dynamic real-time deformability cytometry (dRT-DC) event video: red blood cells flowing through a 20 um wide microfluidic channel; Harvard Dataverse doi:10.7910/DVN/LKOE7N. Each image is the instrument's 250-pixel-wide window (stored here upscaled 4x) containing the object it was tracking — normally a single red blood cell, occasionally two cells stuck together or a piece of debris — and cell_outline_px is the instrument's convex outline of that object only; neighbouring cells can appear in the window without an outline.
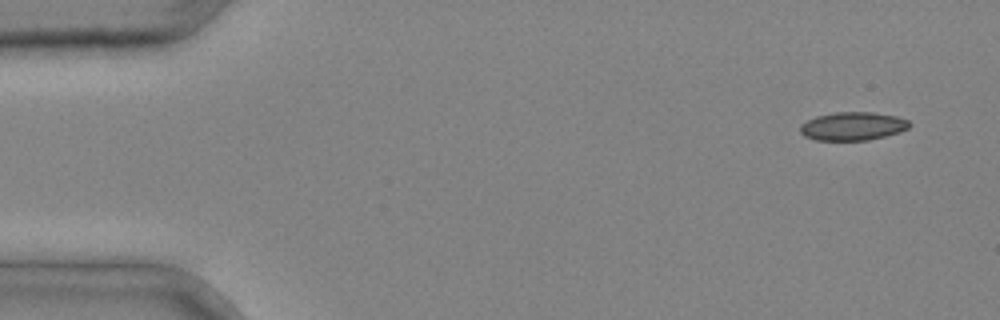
{"species": "common noctule bat (a hibernating species)", "species_latin": "Nyctalus noctula", "temperature_condition": "cold", "stored_images_in_passage": 1, "camera_frame_rate_fps": 3000, "um_per_image_px": 0.085, "animal": {"sex": "male", "body_mass_g": 20.4}, "frame": {"image": 1, "passage_image": 1, "time_ms": 0.0, "image_size_px": [1000, 320], "cell_outline_px": [[912, 124], [908, 128], [900, 132], [868, 140], [816, 140], [804, 136], [800, 132], [800, 124], [816, 116], [836, 112], [872, 112], [896, 116], [908, 120]], "centroid_in_image_um": [72.48, 10.72], "position_along_channel_um": 12.5, "area_um2": 18.03}}